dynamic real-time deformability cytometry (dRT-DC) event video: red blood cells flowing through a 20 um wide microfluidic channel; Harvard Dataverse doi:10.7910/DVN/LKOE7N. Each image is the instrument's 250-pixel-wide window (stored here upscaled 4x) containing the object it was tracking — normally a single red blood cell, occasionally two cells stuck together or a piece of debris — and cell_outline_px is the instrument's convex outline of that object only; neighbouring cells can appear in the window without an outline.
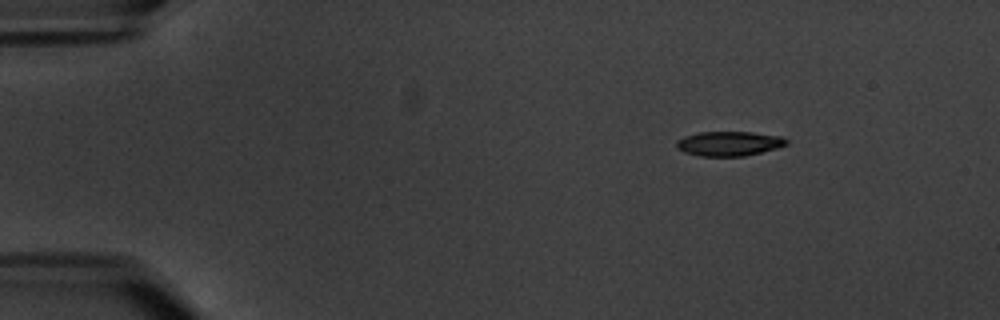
{"species": "common noctule bat (a hibernating species)", "species_latin": "Nyctalus noctula", "temperature_condition": "warm", "stored_images_in_passage": 4, "camera_frame_rate_fps": 3000, "um_per_image_px": 0.085, "animal": {"sex": "male", "body_mass_g": 20.1, "forearm_length_mm": 53.5}, "frame": {"image": 1, "passage_image": 1, "time_ms": 0.0, "image_size_px": [1000, 320], "cell_outline_px": [[788, 144], [776, 148], [744, 156], [700, 156], [684, 152], [676, 148], [676, 140], [684, 136], [700, 132], [752, 132], [780, 136], [788, 140]], "centroid_in_image_um": [61.94, 12.2], "position_along_channel_um": 23.1, "area_um2": 15.72}}
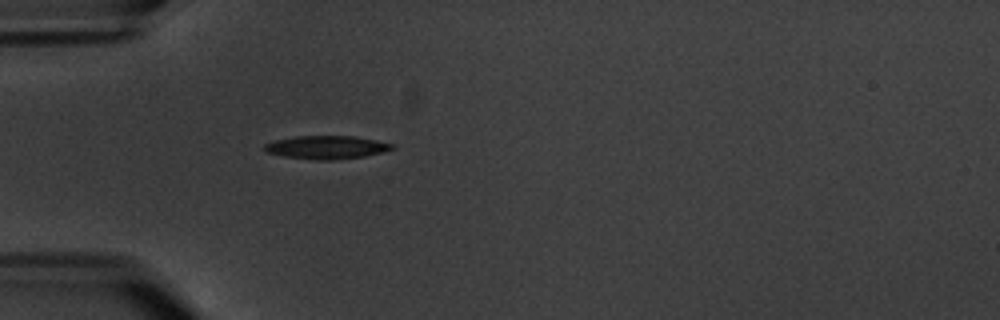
{"frame": {"image": 2, "passage_image": 4, "time_ms": 3.333, "image_size_px": [1000, 320], "cell_outline_px": [[396, 148], [364, 156], [332, 160], [316, 160], [284, 156], [268, 152], [264, 148], [264, 144], [276, 140], [296, 136], [356, 136], [376, 140], [392, 144]], "centroid_in_image_um": [27.76, 12.51], "position_along_channel_um": 57.2, "area_um2": 17.05}}